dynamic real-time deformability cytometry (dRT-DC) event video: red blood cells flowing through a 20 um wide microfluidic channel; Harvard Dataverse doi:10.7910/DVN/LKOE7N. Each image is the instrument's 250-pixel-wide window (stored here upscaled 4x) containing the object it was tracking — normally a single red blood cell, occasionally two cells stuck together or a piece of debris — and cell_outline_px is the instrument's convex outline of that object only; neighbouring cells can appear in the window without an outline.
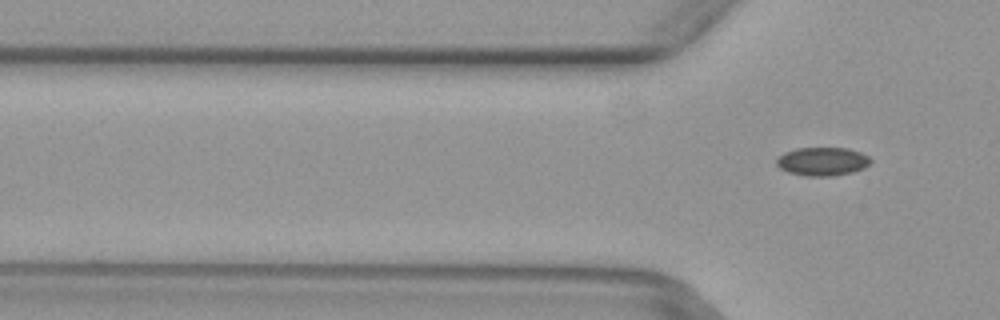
{"species": "common noctule bat (a hibernating species)", "species_latin": "Nyctalus noctula", "temperature_condition": "warm", "stored_images_in_passage": 2, "camera_frame_rate_fps": 3000, "um_per_image_px": 0.085, "animal": {"sex": "female", "body_mass_g": 29.2, "forearm_length_mm": 56.3}, "frame": {"image": 1, "passage_image": 2, "time_ms": 0.333, "image_size_px": [1000, 320], "cell_outline_px": [[872, 160], [864, 168], [852, 172], [832, 176], [804, 176], [788, 172], [780, 168], [776, 164], [776, 160], [784, 152], [796, 148], [848, 148], [860, 152], [868, 156]], "centroid_in_image_um": [69.9, 13.72], "position_along_channel_um": 55.9, "area_um2": 15.61}}